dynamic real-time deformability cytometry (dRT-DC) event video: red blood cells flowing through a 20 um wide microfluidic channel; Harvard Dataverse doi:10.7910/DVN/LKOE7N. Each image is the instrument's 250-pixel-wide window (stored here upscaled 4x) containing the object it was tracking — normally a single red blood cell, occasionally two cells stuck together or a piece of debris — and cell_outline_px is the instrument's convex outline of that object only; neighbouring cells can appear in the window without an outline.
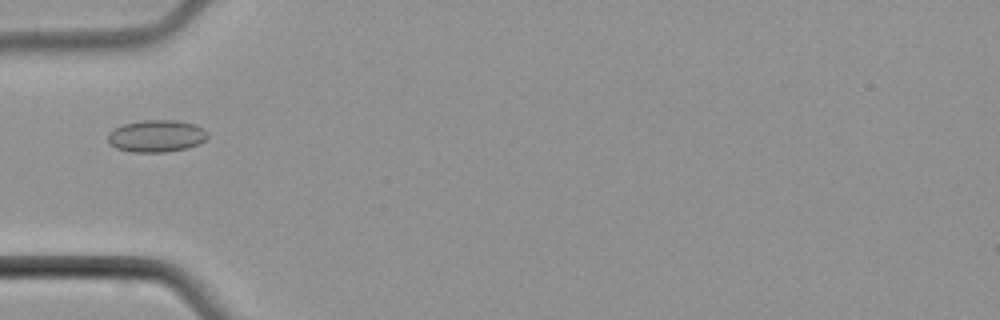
{"species": "common noctule bat (a hibernating species)", "species_latin": "Nyctalus noctula", "temperature_condition": "cold", "stored_images_in_passage": 2, "camera_frame_rate_fps": 3000, "um_per_image_px": 0.085, "animal": {"sex": "male", "body_mass_g": 21.5, "forearm_length_mm": 52.0}, "frame": {"image": 1, "passage_image": 2, "time_ms": 1.333, "image_size_px": [1000, 320], "cell_outline_px": [[208, 136], [200, 144], [188, 148], [164, 152], [132, 152], [116, 148], [108, 144], [108, 132], [112, 128], [124, 124], [144, 120], [176, 120], [196, 124], [204, 128], [208, 132]], "centroid_in_image_um": [13.3, 11.56], "position_along_channel_um": 71.7, "area_um2": 18.96}}